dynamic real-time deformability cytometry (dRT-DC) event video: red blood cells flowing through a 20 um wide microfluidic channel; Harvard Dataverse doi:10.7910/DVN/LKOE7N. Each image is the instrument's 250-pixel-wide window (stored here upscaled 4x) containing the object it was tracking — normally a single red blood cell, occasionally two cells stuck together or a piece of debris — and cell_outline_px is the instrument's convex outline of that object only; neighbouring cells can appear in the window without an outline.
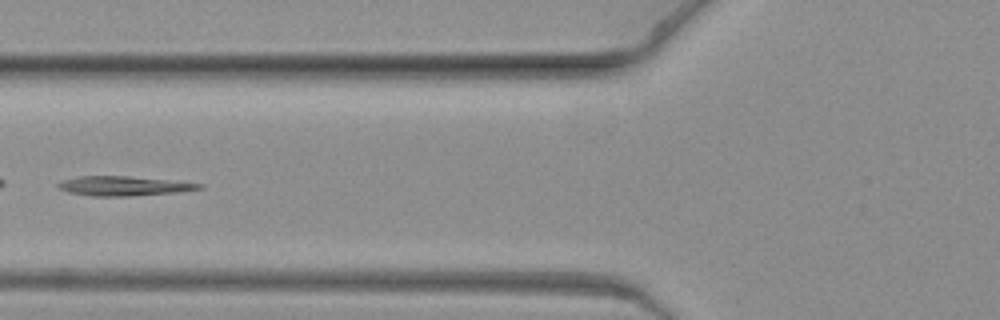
{"species": "common noctule bat (a hibernating species)", "species_latin": "Nyctalus noctula", "temperature_condition": "warm", "stored_images_in_passage": 7, "camera_frame_rate_fps": 3000, "um_per_image_px": 0.085, "animal": {"sex": "female", "body_mass_g": 19.3, "forearm_length_mm": 54.1}, "frame": {"image": 1, "passage_image": 5, "time_ms": 1.333, "image_size_px": [1000, 320], "cell_outline_px": [[204, 188], [184, 192], [132, 196], [92, 196], [68, 192], [60, 188], [56, 184], [64, 180], [80, 176], [128, 176], [168, 180], [204, 184]], "centroid_in_image_um": [10.59, 15.81], "position_along_channel_um": 115.2, "area_um2": 16.07}}
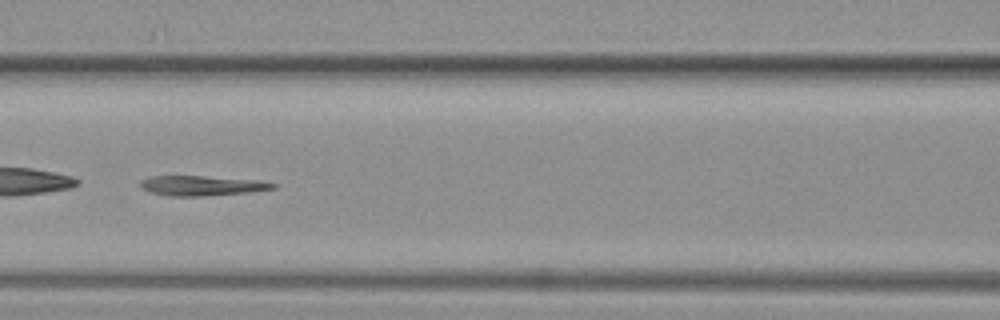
{"frame": {"image": 2, "passage_image": 6, "time_ms": 1.667, "image_size_px": [1000, 320], "cell_outline_px": [[276, 188], [248, 192], [200, 196], [172, 196], [148, 192], [140, 188], [140, 180], [152, 176], [204, 176], [260, 180], [276, 184]], "centroid_in_image_um": [17.12, 15.77], "position_along_channel_um": 149.5, "area_um2": 15.37}}